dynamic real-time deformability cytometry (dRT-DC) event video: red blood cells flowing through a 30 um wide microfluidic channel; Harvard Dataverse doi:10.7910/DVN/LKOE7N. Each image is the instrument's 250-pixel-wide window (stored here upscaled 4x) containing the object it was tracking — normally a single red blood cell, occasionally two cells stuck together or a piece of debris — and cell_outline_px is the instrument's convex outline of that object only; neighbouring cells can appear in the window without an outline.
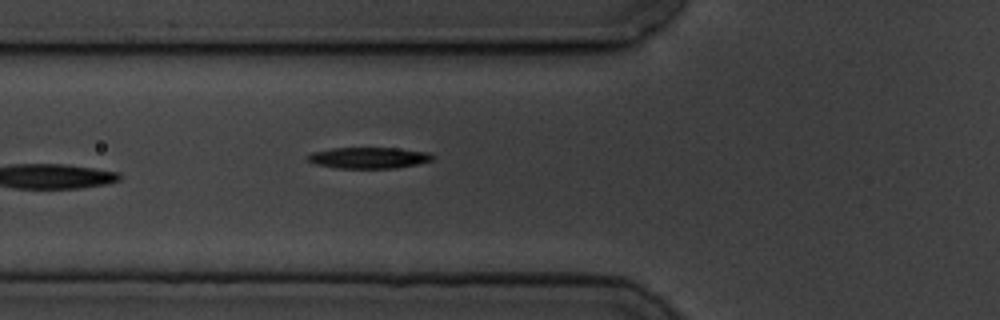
{"species": "common noctule bat (a hibernating species)", "species_latin": "Nyctalus noctula", "temperature_condition": "cold", "stored_images_in_passage": 6, "camera_frame_rate_fps": 3000, "um_per_image_px": 0.085, "animal": {"sex": "male", "body_mass_g": 19.5, "forearm_length_mm": 54.6}, "frame": {"image": 1, "passage_image": 6, "time_ms": 5.667, "image_size_px": [1000, 320], "cell_outline_px": [[436, 156], [432, 160], [416, 164], [396, 168], [336, 168], [316, 164], [308, 160], [304, 156], [312, 152], [332, 148], [396, 148], [428, 152]], "centroid_in_image_um": [31.33, 13.41], "position_along_channel_um": 94.5, "area_um2": 15.43}}